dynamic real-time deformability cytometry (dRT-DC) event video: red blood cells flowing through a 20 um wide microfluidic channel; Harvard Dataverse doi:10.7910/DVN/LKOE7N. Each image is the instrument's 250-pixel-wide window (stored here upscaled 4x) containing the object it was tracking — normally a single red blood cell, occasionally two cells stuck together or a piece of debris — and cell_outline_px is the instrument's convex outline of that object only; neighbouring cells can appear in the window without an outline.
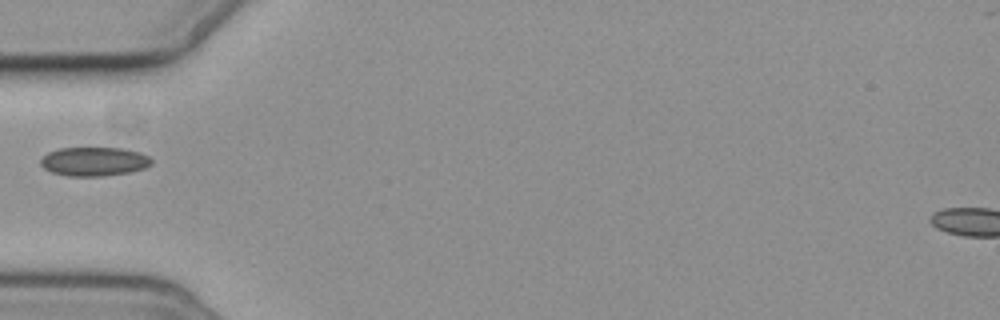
{"species": "common noctule bat (a hibernating species)", "species_latin": "Nyctalus noctula", "temperature_condition": "cold", "stored_images_in_passage": 5, "camera_frame_rate_fps": 3000, "um_per_image_px": 0.085, "animal": {"sex": "female", "body_mass_g": 19.3, "forearm_length_mm": 54.1}, "frame": {"image": 1, "passage_image": 5, "time_ms": 4.333, "image_size_px": [1000, 320], "cell_outline_px": [[152, 164], [144, 168], [128, 172], [100, 176], [68, 176], [52, 172], [44, 168], [40, 164], [40, 160], [48, 152], [60, 148], [124, 148], [140, 152], [148, 156], [152, 160]], "centroid_in_image_um": [8.0, 13.72], "position_along_channel_um": 77.0, "area_um2": 18.61}}